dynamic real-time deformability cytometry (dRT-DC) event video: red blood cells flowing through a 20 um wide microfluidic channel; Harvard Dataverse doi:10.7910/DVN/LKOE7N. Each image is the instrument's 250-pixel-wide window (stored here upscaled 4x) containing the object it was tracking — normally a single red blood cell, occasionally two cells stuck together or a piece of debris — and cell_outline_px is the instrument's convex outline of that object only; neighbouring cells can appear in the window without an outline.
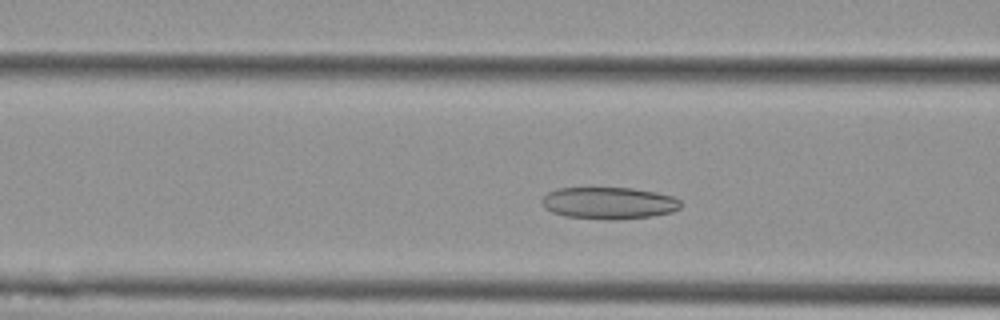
{"species": "Egyptian fruit bat (a non-hibernating species)", "species_latin": "Rousettus aegyptiacus", "temperature_condition": "cold", "stored_images_in_passage": 38, "camera_frame_rate_fps": 3000, "um_per_image_px": 0.085, "animal": {"sex": "female"}, "frame": {"image": 1, "passage_image": 11, "time_ms": 3.333, "image_size_px": [1000, 320], "cell_outline_px": [[680, 208], [672, 212], [652, 216], [616, 220], [608, 220], [564, 216], [552, 212], [544, 208], [540, 200], [548, 192], [556, 188], [632, 188], [656, 192], [672, 196], [680, 200]], "centroid_in_image_um": [51.73, 17.26], "position_along_channel_um": 114.9, "area_um2": 26.01}}
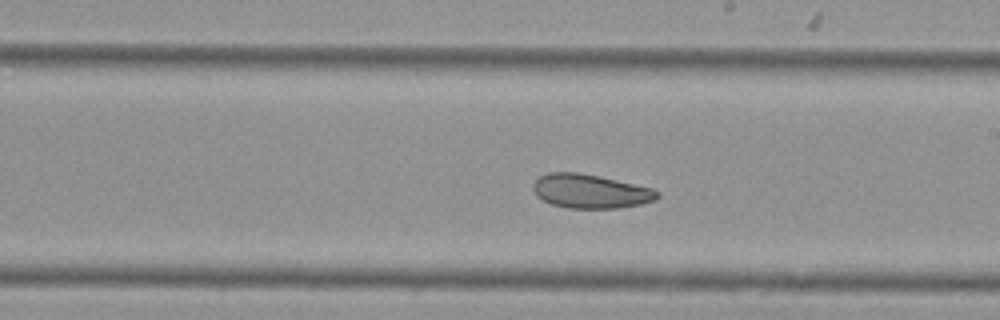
{"frame": {"image": 2, "passage_image": 21, "time_ms": 6.667, "image_size_px": [1000, 320], "cell_outline_px": [[660, 196], [656, 200], [640, 204], [616, 208], [568, 208], [552, 204], [536, 196], [532, 188], [532, 184], [540, 176], [548, 172], [576, 172], [616, 180], [652, 188], [660, 192]], "centroid_in_image_um": [50.17, 16.26], "position_along_channel_um": 238.8, "area_um2": 24.45}}
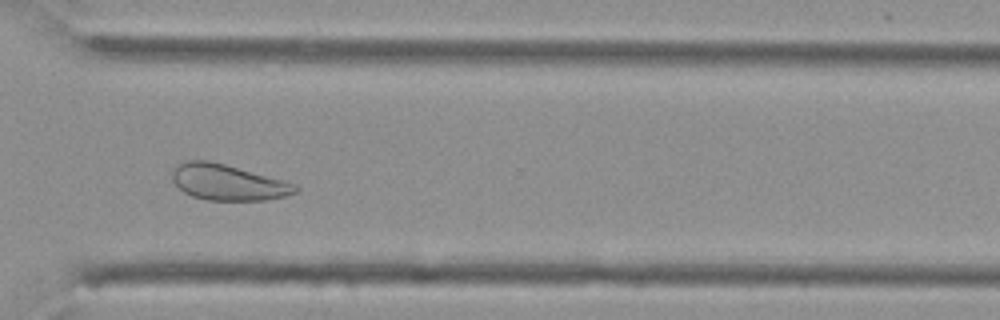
{"frame": {"image": 3, "passage_image": 30, "time_ms": 9.667, "image_size_px": [1000, 320], "cell_outline_px": [[300, 188], [296, 192], [284, 196], [264, 200], [208, 200], [192, 196], [184, 192], [172, 180], [172, 172], [180, 164], [188, 160], [208, 160], [224, 164], [284, 180], [296, 184]], "centroid_in_image_um": [19.39, 15.5], "position_along_channel_um": 351.2, "area_um2": 25.43}, "authors_computed_cell_mechanics": {"area_um2": 25.6632, "velocity_mm_per_s": 3.7258, "shape_relaxation_time_tau1_ms": 7.1565, "shape_relaxation_time_tau2_ms": 4.1888, "deformation_change_tau1": 0.1148, "deformation_change_tau2": 0.1032}}